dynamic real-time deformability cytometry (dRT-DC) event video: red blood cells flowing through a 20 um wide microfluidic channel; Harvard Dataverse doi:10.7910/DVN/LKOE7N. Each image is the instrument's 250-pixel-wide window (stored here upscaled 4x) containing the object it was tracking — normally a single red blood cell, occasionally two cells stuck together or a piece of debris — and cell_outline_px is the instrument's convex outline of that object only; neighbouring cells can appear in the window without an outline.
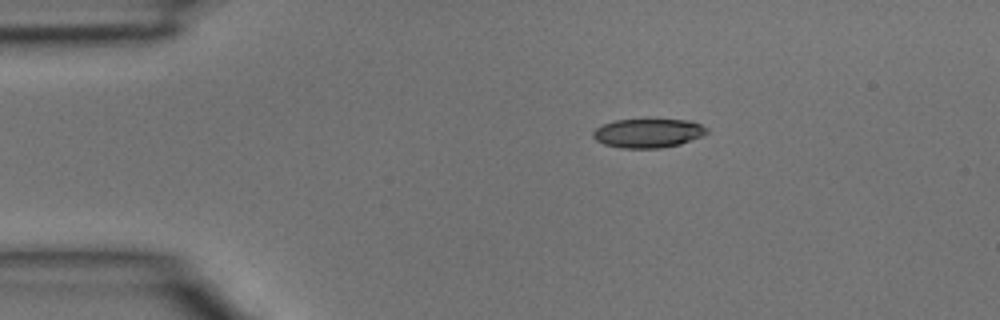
{"species": "common noctule bat (a hibernating species)", "species_latin": "Nyctalus noctula", "temperature_condition": "room temperature", "stored_images_in_passage": 2, "camera_frame_rate_fps": 3000, "um_per_image_px": 0.085, "animal": {"sex": "male", "body_mass_g": 15.6}, "frame": {"image": 1, "passage_image": 1, "time_ms": 0.0, "image_size_px": [1000, 320], "cell_outline_px": [[708, 132], [700, 136], [680, 144], [660, 148], [620, 148], [604, 144], [596, 140], [592, 136], [592, 132], [596, 128], [604, 124], [616, 120], [688, 120], [700, 124], [708, 128]], "centroid_in_image_um": [55.06, 11.32], "position_along_channel_um": 29.9, "area_um2": 19.02}}